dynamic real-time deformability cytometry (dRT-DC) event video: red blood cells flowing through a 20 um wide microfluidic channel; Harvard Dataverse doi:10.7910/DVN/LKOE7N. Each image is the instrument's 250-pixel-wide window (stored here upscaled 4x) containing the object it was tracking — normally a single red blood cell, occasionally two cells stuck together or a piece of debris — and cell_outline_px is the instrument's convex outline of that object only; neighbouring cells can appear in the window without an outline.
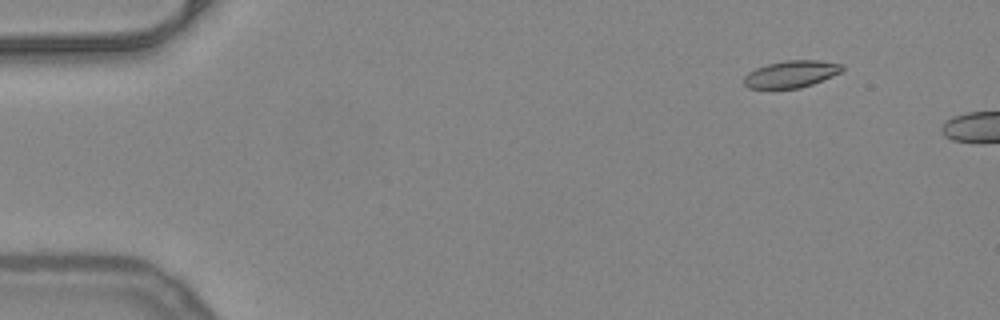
{"species": "common noctule bat (a hibernating species)", "species_latin": "Nyctalus noctula", "temperature_condition": "warm", "stored_images_in_passage": 12, "camera_frame_rate_fps": 3000, "um_per_image_px": 0.085, "animal": {"sex": "female", "body_mass_g": 24.6, "forearm_length_mm": 56.2}, "frame": {"image": 1, "passage_image": 6, "time_ms": 1.667, "image_size_px": [1000, 320], "cell_outline_px": [[844, 68], [840, 72], [832, 76], [812, 84], [800, 88], [748, 88], [744, 84], [744, 76], [748, 72], [756, 68], [768, 64], [784, 60], [820, 60], [844, 64]], "centroid_in_image_um": [67.26, 6.28], "position_along_channel_um": 17.7, "area_um2": 15.43}}